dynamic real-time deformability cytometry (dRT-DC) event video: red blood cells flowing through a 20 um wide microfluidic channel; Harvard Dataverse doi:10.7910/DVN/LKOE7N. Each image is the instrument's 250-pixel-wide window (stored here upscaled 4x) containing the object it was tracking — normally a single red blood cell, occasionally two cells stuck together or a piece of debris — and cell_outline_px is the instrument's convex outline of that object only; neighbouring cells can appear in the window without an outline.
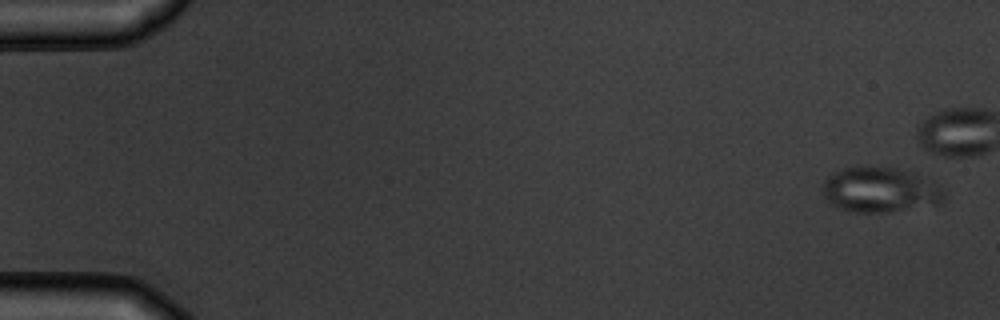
{"species": "common noctule bat (a hibernating species)", "species_latin": "Nyctalus noctula", "temperature_condition": "warm", "stored_images_in_passage": 7, "camera_frame_rate_fps": 3000, "um_per_image_px": 0.085, "animal": {"sex": "male", "body_mass_g": 19.5, "forearm_length_mm": 54.6}, "frame": {"image": 1, "passage_image": 1, "time_ms": 0.0, "image_size_px": [1000, 320], "cell_outline_px": [[948, 196], [940, 204], [884, 212], [848, 212], [832, 204], [824, 196], [824, 180], [832, 172], [840, 168], [868, 164], [896, 168], [924, 176], [944, 188]], "centroid_in_image_um": [74.84, 16.1], "position_along_channel_um": 10.2, "area_um2": 32.66}}